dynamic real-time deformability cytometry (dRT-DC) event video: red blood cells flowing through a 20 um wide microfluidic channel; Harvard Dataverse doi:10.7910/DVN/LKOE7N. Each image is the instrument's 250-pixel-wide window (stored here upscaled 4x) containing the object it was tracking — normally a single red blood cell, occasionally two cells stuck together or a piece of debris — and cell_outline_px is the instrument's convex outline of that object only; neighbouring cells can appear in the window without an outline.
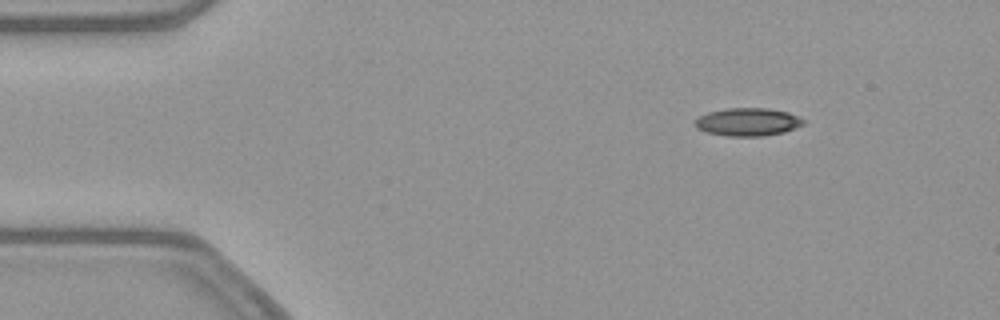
{"species": "common noctule bat (a hibernating species)", "species_latin": "Nyctalus noctula", "temperature_condition": "warm", "stored_images_in_passage": 54, "segment_of_instrument_passage": [1, 2], "camera_frame_rate_fps": 3000, "um_per_image_px": 0.085, "animal": {"sex": "female", "body_mass_g": 21.9}, "frame": {"image": 1, "passage_image": 7, "time_ms": 2.0, "image_size_px": [1000, 320], "cell_outline_px": [[804, 124], [784, 132], [764, 136], [728, 136], [708, 132], [696, 128], [692, 124], [700, 116], [708, 112], [728, 108], [768, 108], [788, 112], [804, 120]], "centroid_in_image_um": [63.54, 10.36], "position_along_channel_um": 21.5, "area_um2": 17.57}}
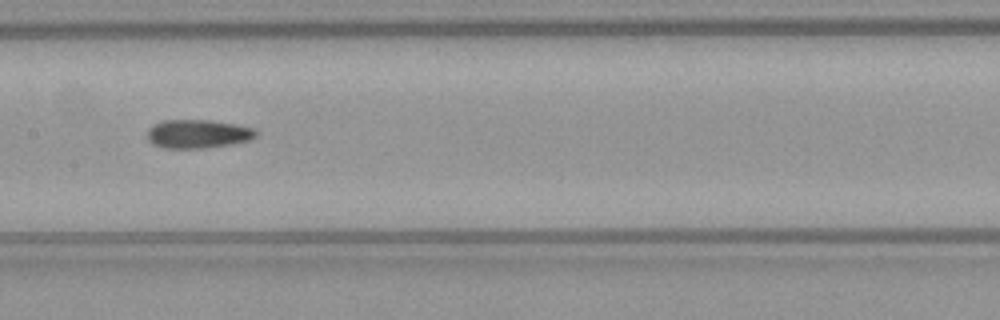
{"frame": {"image": 2, "passage_image": 26, "time_ms": 8.333, "image_size_px": [1000, 320], "cell_outline_px": [[256, 136], [248, 140], [228, 144], [204, 148], [164, 148], [152, 144], [148, 140], [148, 128], [152, 124], [164, 120], [208, 120], [236, 124], [256, 128]], "centroid_in_image_um": [16.78, 11.37], "position_along_channel_um": 190.6, "area_um2": 18.09}}
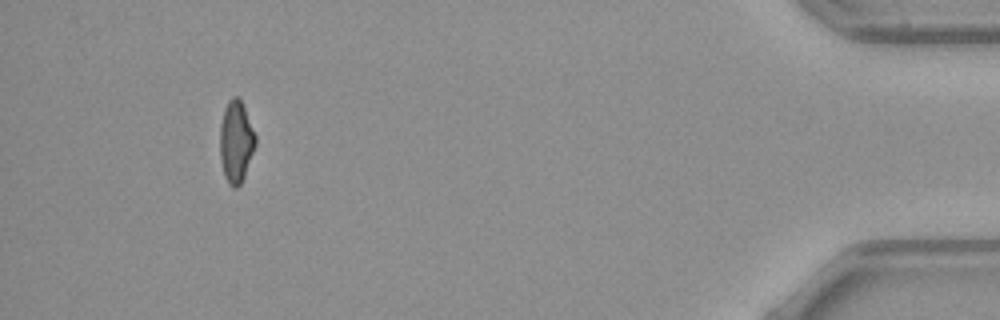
{"frame": {"image": 3, "passage_image": 49, "time_ms": 16.0, "image_size_px": [1000, 320], "cell_outline_px": [[256, 144], [244, 176], [240, 184], [236, 188], [232, 188], [228, 184], [224, 176], [220, 156], [220, 124], [224, 108], [228, 100], [232, 96], [240, 96], [256, 136]], "centroid_in_image_um": [20.05, 12.01], "position_along_channel_um": 415.1, "area_um2": 17.11}}